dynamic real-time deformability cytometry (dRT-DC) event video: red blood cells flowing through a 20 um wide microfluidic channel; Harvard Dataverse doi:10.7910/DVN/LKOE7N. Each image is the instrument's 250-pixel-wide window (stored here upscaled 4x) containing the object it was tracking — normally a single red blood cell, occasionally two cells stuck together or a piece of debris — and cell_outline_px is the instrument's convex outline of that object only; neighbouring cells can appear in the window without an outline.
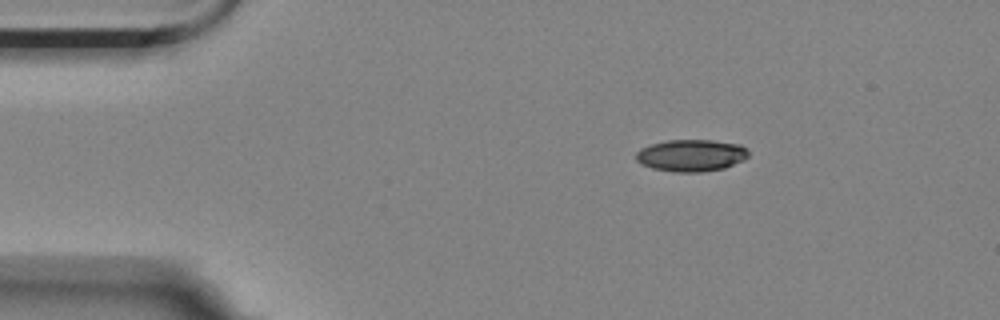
{"species": "Egyptian fruit bat (a non-hibernating species)", "species_latin": "Rousettus aegyptiacus", "temperature_condition": "room temperature", "stored_images_in_passage": 6, "camera_frame_rate_fps": 3000, "um_per_image_px": 0.085, "animal": {"sex": "female"}, "frame": {"image": 1, "passage_image": 6, "time_ms": 1.667, "image_size_px": [1000, 320], "cell_outline_px": [[748, 156], [744, 160], [724, 168], [700, 172], [676, 172], [652, 168], [636, 160], [636, 152], [640, 148], [652, 144], [668, 140], [712, 140], [740, 144], [748, 148]], "centroid_in_image_um": [58.78, 13.2], "position_along_channel_um": 26.2, "area_um2": 20.92}}